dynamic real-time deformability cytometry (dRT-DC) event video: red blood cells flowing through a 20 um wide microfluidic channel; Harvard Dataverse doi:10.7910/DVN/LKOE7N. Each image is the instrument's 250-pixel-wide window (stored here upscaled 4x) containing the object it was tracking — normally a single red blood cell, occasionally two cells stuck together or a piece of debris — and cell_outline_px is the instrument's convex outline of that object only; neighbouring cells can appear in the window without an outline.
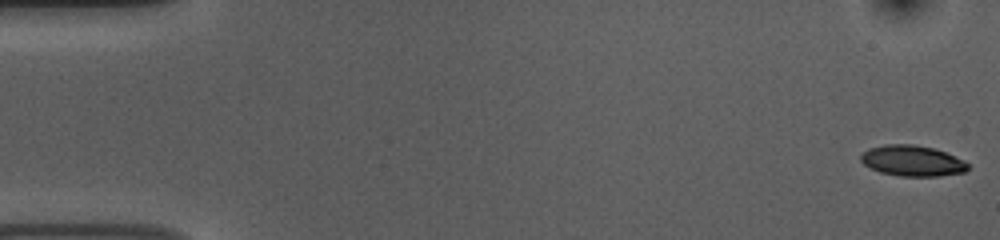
{"species": "common noctule bat (a hibernating species)", "species_latin": "Nyctalus noctula", "temperature_condition": "room temperature", "stored_images_in_passage": 53, "camera_frame_rate_fps": 3000, "um_per_image_px": 0.085, "animal": {"sex": "female", "body_mass_g": 10.0, "forearm_length_mm": 53.1}, "frame": {"image": 1, "passage_image": 1, "time_ms": 0.0, "image_size_px": [1000, 240], "cell_outline_px": [[968, 168], [964, 172], [936, 176], [900, 176], [880, 172], [864, 164], [860, 160], [860, 156], [868, 148], [884, 144], [912, 144], [932, 148], [944, 152], [964, 160], [968, 164]], "centroid_in_image_um": [77.52, 13.66], "position_along_channel_um": 7.5, "area_um2": 19.02}}
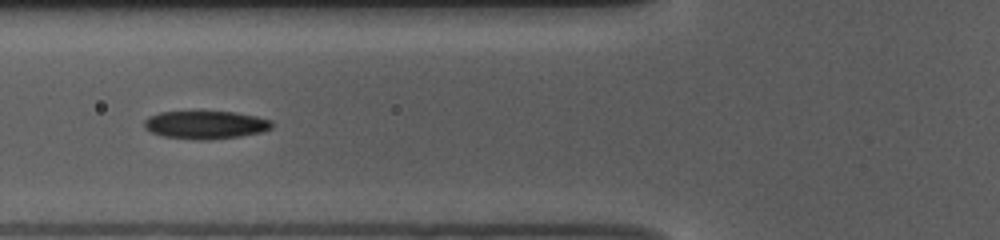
{"frame": {"image": 2, "passage_image": 20, "time_ms": 6.333, "image_size_px": [1000, 240], "cell_outline_px": [[272, 128], [260, 132], [240, 136], [204, 140], [200, 140], [164, 136], [152, 132], [144, 128], [144, 120], [148, 116], [160, 112], [236, 112], [256, 116], [272, 120]], "centroid_in_image_um": [17.47, 10.6], "position_along_channel_um": 108.3, "area_um2": 20.69}}
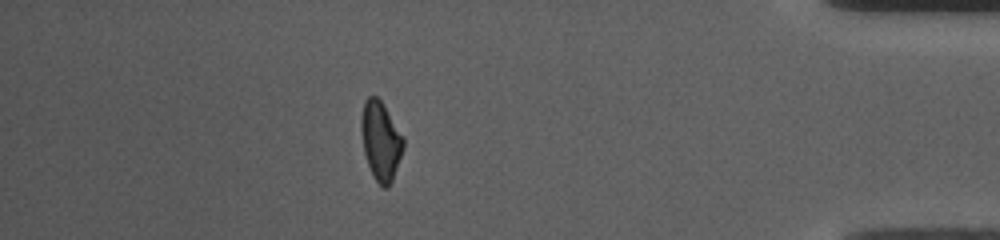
{"frame": {"image": 3, "passage_image": 47, "time_ms": 15.333, "image_size_px": [1000, 240], "cell_outline_px": [[404, 148], [392, 180], [388, 188], [384, 188], [372, 176], [364, 152], [360, 128], [360, 116], [364, 100], [368, 96], [376, 96], [380, 100], [404, 136]], "centroid_in_image_um": [32.35, 11.95], "position_along_channel_um": 402.9, "area_um2": 19.48}, "authors_computed_cell_mechanics": {"area_um2": 19.9988, "velocity_mm_per_s": 3.7492, "shape_relaxation_time_tau1_ms": 2.5987, "shape_relaxation_time_tau2_ms": 2.5449, "deformation_change_tau1": 0.135, "deformation_change_tau2": 0.1}}